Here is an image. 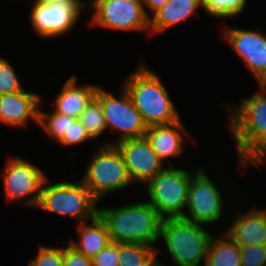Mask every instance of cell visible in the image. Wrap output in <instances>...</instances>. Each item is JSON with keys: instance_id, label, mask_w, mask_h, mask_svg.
I'll list each match as a JSON object with an SVG mask.
<instances>
[{"instance_id": "6da1fadb", "label": "cell", "mask_w": 266, "mask_h": 266, "mask_svg": "<svg viewBox=\"0 0 266 266\" xmlns=\"http://www.w3.org/2000/svg\"><path fill=\"white\" fill-rule=\"evenodd\" d=\"M258 85L260 93L245 98L228 112L242 168L266 163V84Z\"/></svg>"}, {"instance_id": "7a4b0ae2", "label": "cell", "mask_w": 266, "mask_h": 266, "mask_svg": "<svg viewBox=\"0 0 266 266\" xmlns=\"http://www.w3.org/2000/svg\"><path fill=\"white\" fill-rule=\"evenodd\" d=\"M98 208V216L105 223L111 242L154 246L161 232L163 218L147 201L118 208Z\"/></svg>"}, {"instance_id": "3957f363", "label": "cell", "mask_w": 266, "mask_h": 266, "mask_svg": "<svg viewBox=\"0 0 266 266\" xmlns=\"http://www.w3.org/2000/svg\"><path fill=\"white\" fill-rule=\"evenodd\" d=\"M123 86L147 126L171 124L180 120L167 88L144 63L125 79Z\"/></svg>"}, {"instance_id": "277c9868", "label": "cell", "mask_w": 266, "mask_h": 266, "mask_svg": "<svg viewBox=\"0 0 266 266\" xmlns=\"http://www.w3.org/2000/svg\"><path fill=\"white\" fill-rule=\"evenodd\" d=\"M212 236L202 225L182 218L162 221L160 239L175 266H199L202 260L205 264Z\"/></svg>"}, {"instance_id": "5b68a950", "label": "cell", "mask_w": 266, "mask_h": 266, "mask_svg": "<svg viewBox=\"0 0 266 266\" xmlns=\"http://www.w3.org/2000/svg\"><path fill=\"white\" fill-rule=\"evenodd\" d=\"M45 179L37 208L51 213L76 218L80 223L93 220L98 215V202L84 185L60 181L54 184Z\"/></svg>"}, {"instance_id": "8992f818", "label": "cell", "mask_w": 266, "mask_h": 266, "mask_svg": "<svg viewBox=\"0 0 266 266\" xmlns=\"http://www.w3.org/2000/svg\"><path fill=\"white\" fill-rule=\"evenodd\" d=\"M99 148L81 178L97 201L107 195L106 193L120 190L133 183L117 147L101 144Z\"/></svg>"}, {"instance_id": "52a82bcc", "label": "cell", "mask_w": 266, "mask_h": 266, "mask_svg": "<svg viewBox=\"0 0 266 266\" xmlns=\"http://www.w3.org/2000/svg\"><path fill=\"white\" fill-rule=\"evenodd\" d=\"M189 170L165 168L152 178L147 185L150 203L163 219L182 218L186 213L188 188L191 181Z\"/></svg>"}, {"instance_id": "ba28073f", "label": "cell", "mask_w": 266, "mask_h": 266, "mask_svg": "<svg viewBox=\"0 0 266 266\" xmlns=\"http://www.w3.org/2000/svg\"><path fill=\"white\" fill-rule=\"evenodd\" d=\"M94 8L91 25L117 31L150 32V18L142 0H88Z\"/></svg>"}, {"instance_id": "9c48e42d", "label": "cell", "mask_w": 266, "mask_h": 266, "mask_svg": "<svg viewBox=\"0 0 266 266\" xmlns=\"http://www.w3.org/2000/svg\"><path fill=\"white\" fill-rule=\"evenodd\" d=\"M30 20L34 31L47 38L58 37L72 30L87 6L80 0H34Z\"/></svg>"}, {"instance_id": "30bf717a", "label": "cell", "mask_w": 266, "mask_h": 266, "mask_svg": "<svg viewBox=\"0 0 266 266\" xmlns=\"http://www.w3.org/2000/svg\"><path fill=\"white\" fill-rule=\"evenodd\" d=\"M5 164L1 176L6 201L11 203L22 198L24 205L37 207L46 174L38 166L16 156L8 157Z\"/></svg>"}, {"instance_id": "8fae6325", "label": "cell", "mask_w": 266, "mask_h": 266, "mask_svg": "<svg viewBox=\"0 0 266 266\" xmlns=\"http://www.w3.org/2000/svg\"><path fill=\"white\" fill-rule=\"evenodd\" d=\"M95 97L102 106L106 127L120 133L115 143L145 136L148 126L124 86L118 98L98 86Z\"/></svg>"}, {"instance_id": "7c38bea8", "label": "cell", "mask_w": 266, "mask_h": 266, "mask_svg": "<svg viewBox=\"0 0 266 266\" xmlns=\"http://www.w3.org/2000/svg\"><path fill=\"white\" fill-rule=\"evenodd\" d=\"M223 202L221 192L201 167L191 176L186 205L189 216L185 214L182 219L199 225L215 224L224 213Z\"/></svg>"}, {"instance_id": "4fadbf2b", "label": "cell", "mask_w": 266, "mask_h": 266, "mask_svg": "<svg viewBox=\"0 0 266 266\" xmlns=\"http://www.w3.org/2000/svg\"><path fill=\"white\" fill-rule=\"evenodd\" d=\"M105 145H115L117 147L133 182L139 181L147 184L165 169V163L153 151L145 136L126 139L117 143L113 141L109 143L108 140Z\"/></svg>"}, {"instance_id": "5bb4252c", "label": "cell", "mask_w": 266, "mask_h": 266, "mask_svg": "<svg viewBox=\"0 0 266 266\" xmlns=\"http://www.w3.org/2000/svg\"><path fill=\"white\" fill-rule=\"evenodd\" d=\"M227 43L243 60L258 84H266V35L255 30L226 27Z\"/></svg>"}, {"instance_id": "9a60e30c", "label": "cell", "mask_w": 266, "mask_h": 266, "mask_svg": "<svg viewBox=\"0 0 266 266\" xmlns=\"http://www.w3.org/2000/svg\"><path fill=\"white\" fill-rule=\"evenodd\" d=\"M42 97L25 90L0 95V123L13 128L27 126L28 119L38 124Z\"/></svg>"}, {"instance_id": "2e32d148", "label": "cell", "mask_w": 266, "mask_h": 266, "mask_svg": "<svg viewBox=\"0 0 266 266\" xmlns=\"http://www.w3.org/2000/svg\"><path fill=\"white\" fill-rule=\"evenodd\" d=\"M185 134L189 135L181 120H178L171 124L148 126L145 137L162 162L167 160L171 165L169 157H179L184 149Z\"/></svg>"}, {"instance_id": "e0dca14e", "label": "cell", "mask_w": 266, "mask_h": 266, "mask_svg": "<svg viewBox=\"0 0 266 266\" xmlns=\"http://www.w3.org/2000/svg\"><path fill=\"white\" fill-rule=\"evenodd\" d=\"M237 216L224 234L239 246H266V210L251 209Z\"/></svg>"}, {"instance_id": "ac0fdd59", "label": "cell", "mask_w": 266, "mask_h": 266, "mask_svg": "<svg viewBox=\"0 0 266 266\" xmlns=\"http://www.w3.org/2000/svg\"><path fill=\"white\" fill-rule=\"evenodd\" d=\"M54 99V111L60 114L79 118L82 111L90 101L96 96L98 86L77 84V77L70 76ZM56 107V108H55Z\"/></svg>"}, {"instance_id": "d6986e66", "label": "cell", "mask_w": 266, "mask_h": 266, "mask_svg": "<svg viewBox=\"0 0 266 266\" xmlns=\"http://www.w3.org/2000/svg\"><path fill=\"white\" fill-rule=\"evenodd\" d=\"M203 9L201 0H169L150 18V35L159 34L194 16Z\"/></svg>"}, {"instance_id": "ffe728a7", "label": "cell", "mask_w": 266, "mask_h": 266, "mask_svg": "<svg viewBox=\"0 0 266 266\" xmlns=\"http://www.w3.org/2000/svg\"><path fill=\"white\" fill-rule=\"evenodd\" d=\"M91 223L92 225L87 222L77 225L79 240L68 243L88 258H93L111 242L107 227L98 215Z\"/></svg>"}, {"instance_id": "44dd1931", "label": "cell", "mask_w": 266, "mask_h": 266, "mask_svg": "<svg viewBox=\"0 0 266 266\" xmlns=\"http://www.w3.org/2000/svg\"><path fill=\"white\" fill-rule=\"evenodd\" d=\"M222 235V238L211 237L204 266H242L240 246L226 234Z\"/></svg>"}, {"instance_id": "7402d4cb", "label": "cell", "mask_w": 266, "mask_h": 266, "mask_svg": "<svg viewBox=\"0 0 266 266\" xmlns=\"http://www.w3.org/2000/svg\"><path fill=\"white\" fill-rule=\"evenodd\" d=\"M159 252V248L145 244H119V266H155Z\"/></svg>"}, {"instance_id": "603a6c76", "label": "cell", "mask_w": 266, "mask_h": 266, "mask_svg": "<svg viewBox=\"0 0 266 266\" xmlns=\"http://www.w3.org/2000/svg\"><path fill=\"white\" fill-rule=\"evenodd\" d=\"M92 139L100 136L106 129V122L100 101L94 97L82 111L79 118Z\"/></svg>"}, {"instance_id": "cb8c5ba5", "label": "cell", "mask_w": 266, "mask_h": 266, "mask_svg": "<svg viewBox=\"0 0 266 266\" xmlns=\"http://www.w3.org/2000/svg\"><path fill=\"white\" fill-rule=\"evenodd\" d=\"M78 118L60 114L58 112H43L39 109L38 126L56 142L68 132L70 128V120H77Z\"/></svg>"}, {"instance_id": "d4e9b609", "label": "cell", "mask_w": 266, "mask_h": 266, "mask_svg": "<svg viewBox=\"0 0 266 266\" xmlns=\"http://www.w3.org/2000/svg\"><path fill=\"white\" fill-rule=\"evenodd\" d=\"M247 0H201L203 10L211 17L229 19L242 13Z\"/></svg>"}, {"instance_id": "484cf974", "label": "cell", "mask_w": 266, "mask_h": 266, "mask_svg": "<svg viewBox=\"0 0 266 266\" xmlns=\"http://www.w3.org/2000/svg\"><path fill=\"white\" fill-rule=\"evenodd\" d=\"M23 90L24 87L21 85L13 66L6 59L0 57V95Z\"/></svg>"}, {"instance_id": "4316f807", "label": "cell", "mask_w": 266, "mask_h": 266, "mask_svg": "<svg viewBox=\"0 0 266 266\" xmlns=\"http://www.w3.org/2000/svg\"><path fill=\"white\" fill-rule=\"evenodd\" d=\"M29 266H64L63 247L40 246L35 258L29 262Z\"/></svg>"}, {"instance_id": "83f0119b", "label": "cell", "mask_w": 266, "mask_h": 266, "mask_svg": "<svg viewBox=\"0 0 266 266\" xmlns=\"http://www.w3.org/2000/svg\"><path fill=\"white\" fill-rule=\"evenodd\" d=\"M242 266H266V246H240Z\"/></svg>"}, {"instance_id": "f1b7e54d", "label": "cell", "mask_w": 266, "mask_h": 266, "mask_svg": "<svg viewBox=\"0 0 266 266\" xmlns=\"http://www.w3.org/2000/svg\"><path fill=\"white\" fill-rule=\"evenodd\" d=\"M91 137L87 133L85 127L82 125L79 119L70 120V128L68 132H65L64 135L57 141L58 144L62 146H71L78 145L87 140H90Z\"/></svg>"}, {"instance_id": "f546056e", "label": "cell", "mask_w": 266, "mask_h": 266, "mask_svg": "<svg viewBox=\"0 0 266 266\" xmlns=\"http://www.w3.org/2000/svg\"><path fill=\"white\" fill-rule=\"evenodd\" d=\"M92 259V266H119V243L110 242Z\"/></svg>"}, {"instance_id": "4dcf8cb0", "label": "cell", "mask_w": 266, "mask_h": 266, "mask_svg": "<svg viewBox=\"0 0 266 266\" xmlns=\"http://www.w3.org/2000/svg\"><path fill=\"white\" fill-rule=\"evenodd\" d=\"M64 266H92V259L75 250L71 245L63 248Z\"/></svg>"}, {"instance_id": "1f68e13d", "label": "cell", "mask_w": 266, "mask_h": 266, "mask_svg": "<svg viewBox=\"0 0 266 266\" xmlns=\"http://www.w3.org/2000/svg\"><path fill=\"white\" fill-rule=\"evenodd\" d=\"M169 0H142L144 5L145 12L149 18H151L159 9H161ZM149 9L152 13L151 16L146 8Z\"/></svg>"}, {"instance_id": "d6a6232c", "label": "cell", "mask_w": 266, "mask_h": 266, "mask_svg": "<svg viewBox=\"0 0 266 266\" xmlns=\"http://www.w3.org/2000/svg\"><path fill=\"white\" fill-rule=\"evenodd\" d=\"M155 266H167V265H164L163 263L158 261V263Z\"/></svg>"}]
</instances>
